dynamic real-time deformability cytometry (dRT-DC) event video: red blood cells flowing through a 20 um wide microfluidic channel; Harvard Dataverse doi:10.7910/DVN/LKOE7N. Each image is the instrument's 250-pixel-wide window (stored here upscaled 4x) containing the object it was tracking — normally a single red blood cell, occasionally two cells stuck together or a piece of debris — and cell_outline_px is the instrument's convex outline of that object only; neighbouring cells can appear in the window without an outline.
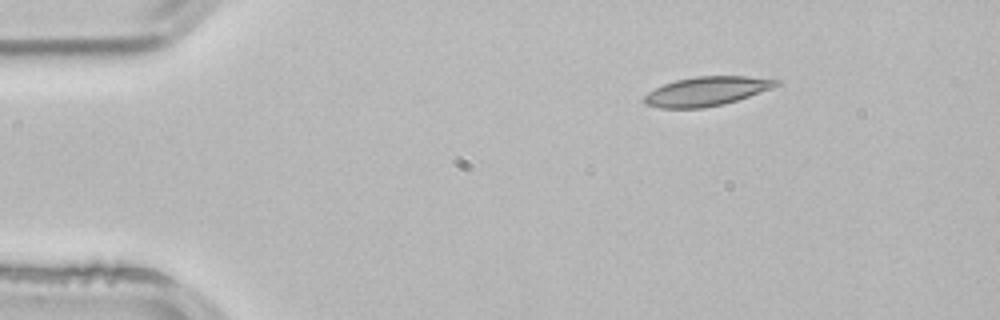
{"species": "common noctule bat (a hibernating species)", "species_latin": "Nyctalus noctula", "temperature_condition": "room temperature", "stored_images_in_passage": 4, "segment_of_instrument_passage": [2, 2], "camera_frame_rate_fps": 3000, "um_per_image_px": 0.085, "animal": {"sex": "male", "body_mass_g": 21.5, "forearm_length_mm": 52.0}, "frame": {"image": 1, "passage_image": 4, "time_ms": 1.0, "image_size_px": [1000, 320], "cell_outline_px": [[780, 84], [772, 88], [724, 104], [704, 108], [660, 108], [648, 104], [644, 100], [644, 96], [648, 92], [664, 84], [676, 80], [696, 76], [748, 76], [780, 80]], "centroid_in_image_um": [60.08, 7.75], "position_along_channel_um": 24.9, "area_um2": 22.2}}